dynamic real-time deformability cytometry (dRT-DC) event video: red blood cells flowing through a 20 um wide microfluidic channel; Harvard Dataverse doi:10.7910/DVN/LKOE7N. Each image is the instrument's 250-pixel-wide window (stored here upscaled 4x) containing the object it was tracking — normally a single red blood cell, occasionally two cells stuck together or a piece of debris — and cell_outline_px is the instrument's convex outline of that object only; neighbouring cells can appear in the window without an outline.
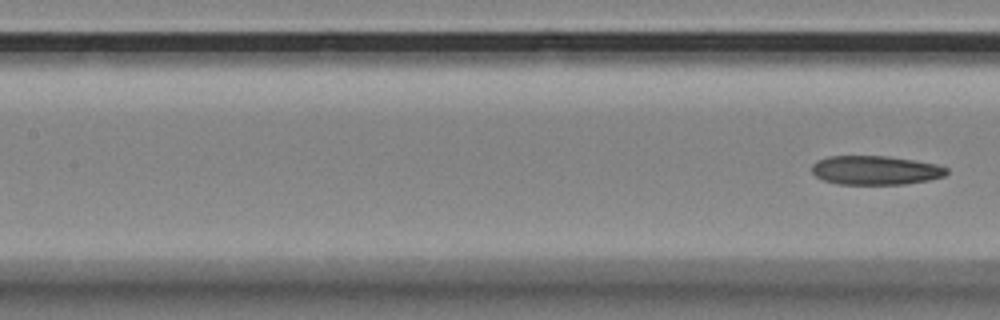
{"species": "Egyptian fruit bat (a non-hibernating species)", "species_latin": "Rousettus aegyptiacus", "temperature_condition": "room temperature", "stored_images_in_passage": 4, "camera_frame_rate_fps": 3000, "um_per_image_px": 0.085, "animal": {"sex": "female"}, "frame": {"image": 1, "passage_image": 4, "time_ms": 4.333, "image_size_px": [1000, 320], "cell_outline_px": [[948, 172], [944, 176], [928, 180], [904, 184], [836, 184], [824, 180], [816, 176], [812, 172], [812, 164], [816, 160], [828, 156], [888, 156], [936, 164], [948, 168]], "centroid_in_image_um": [74.39, 14.47], "position_along_channel_um": 133.0, "area_um2": 22.77}}